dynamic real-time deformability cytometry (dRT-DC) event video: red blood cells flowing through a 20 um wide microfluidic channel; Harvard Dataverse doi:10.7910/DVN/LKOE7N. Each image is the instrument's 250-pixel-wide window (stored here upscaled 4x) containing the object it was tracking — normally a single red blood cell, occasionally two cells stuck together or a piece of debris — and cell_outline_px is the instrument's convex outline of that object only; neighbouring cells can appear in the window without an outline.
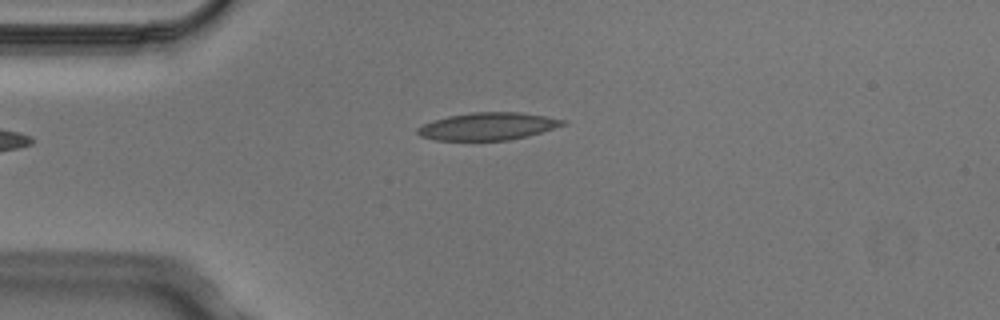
{"species": "Egyptian fruit bat (a non-hibernating species)", "species_latin": "Rousettus aegyptiacus", "temperature_condition": "cold", "stored_images_in_passage": 4, "camera_frame_rate_fps": 3000, "um_per_image_px": 0.085, "animal": {"sex": "male"}, "frame": {"image": 1, "passage_image": 4, "time_ms": 1.0, "image_size_px": [1000, 320], "cell_outline_px": [[568, 124], [528, 136], [508, 140], [436, 140], [420, 136], [416, 132], [416, 128], [432, 120], [448, 116], [472, 112], [520, 112], [544, 116], [564, 120]], "centroid_in_image_um": [41.45, 10.73], "position_along_channel_um": 43.5, "area_um2": 23.24}}